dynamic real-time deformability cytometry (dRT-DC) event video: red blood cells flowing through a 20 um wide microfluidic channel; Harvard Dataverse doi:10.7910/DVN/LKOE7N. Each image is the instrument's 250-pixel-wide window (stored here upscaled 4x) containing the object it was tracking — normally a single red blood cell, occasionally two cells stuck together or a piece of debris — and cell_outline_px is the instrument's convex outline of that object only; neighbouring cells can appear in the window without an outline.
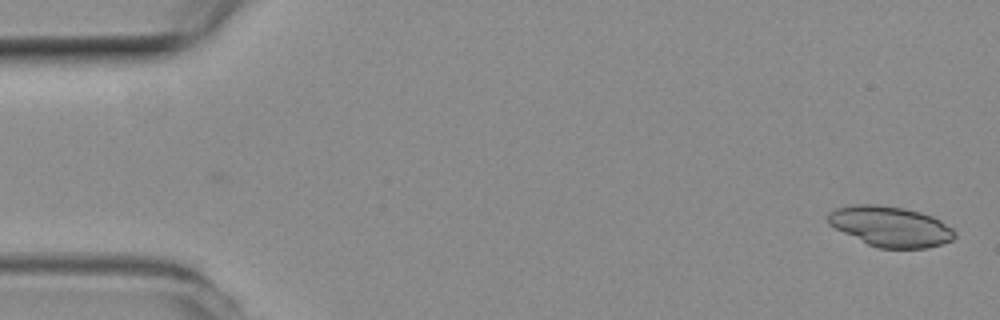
{"species": "common noctule bat (a hibernating species)", "species_latin": "Nyctalus noctula", "temperature_condition": "room temperature", "stored_images_in_passage": 53, "camera_frame_rate_fps": 3000, "um_per_image_px": 0.085, "animal": {"sex": "female", "body_mass_g": 19.3, "forearm_length_mm": 54.1}, "frame": {"image": 1, "passage_image": 1, "time_ms": 0.0, "image_size_px": [1000, 320], "cell_outline_px": [[956, 236], [952, 240], [940, 244], [924, 248], [876, 248], [828, 224], [828, 212], [836, 208], [856, 204], [876, 204], [904, 208], [920, 212], [932, 216], [940, 220], [952, 228], [956, 232]], "centroid_in_image_um": [75.7, 19.24], "position_along_channel_um": 9.3, "area_um2": 29.59}}